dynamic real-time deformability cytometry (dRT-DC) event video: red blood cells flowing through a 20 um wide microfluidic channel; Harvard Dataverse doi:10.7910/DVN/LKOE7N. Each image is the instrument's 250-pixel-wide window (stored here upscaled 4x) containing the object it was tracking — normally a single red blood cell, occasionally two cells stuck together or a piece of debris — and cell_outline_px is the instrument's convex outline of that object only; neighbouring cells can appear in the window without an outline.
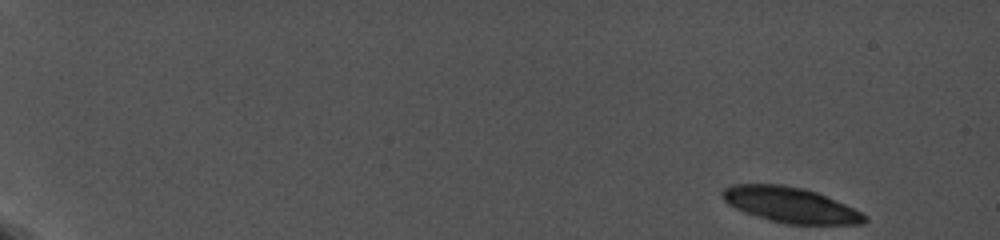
{"species": "common noctule bat (a hibernating species)", "species_latin": "Nyctalus noctula", "temperature_condition": "cold", "stored_images_in_passage": 23, "camera_frame_rate_fps": 5000, "um_per_image_px": 0.085, "animal": {"sex": "female", "body_mass_g": 19.0, "forearm_length_mm": 56.7}, "frame": {"image": 1, "passage_image": 1, "time_ms": 0.0, "image_size_px": [1000, 240], "cell_outline_px": [[868, 220], [864, 224], [784, 224], [768, 220], [744, 212], [728, 204], [724, 200], [720, 192], [724, 188], [732, 184], [784, 184], [804, 188], [816, 192], [844, 204], [868, 216]], "centroid_in_image_um": [67.16, 17.41], "position_along_channel_um": 17.8, "area_um2": 29.36}}
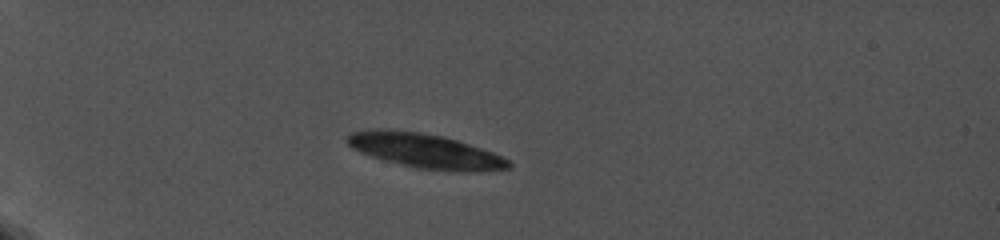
{"frame": {"image": 2, "passage_image": 20, "time_ms": 4.6, "image_size_px": [1000, 240], "cell_outline_px": [[512, 168], [476, 172], [456, 172], [416, 168], [384, 160], [360, 152], [352, 148], [344, 140], [352, 132], [372, 128], [388, 128], [420, 132], [444, 136], [492, 152], [508, 160], [512, 164]], "centroid_in_image_um": [36.12, 12.82], "position_along_channel_um": 48.9, "area_um2": 32.77}}